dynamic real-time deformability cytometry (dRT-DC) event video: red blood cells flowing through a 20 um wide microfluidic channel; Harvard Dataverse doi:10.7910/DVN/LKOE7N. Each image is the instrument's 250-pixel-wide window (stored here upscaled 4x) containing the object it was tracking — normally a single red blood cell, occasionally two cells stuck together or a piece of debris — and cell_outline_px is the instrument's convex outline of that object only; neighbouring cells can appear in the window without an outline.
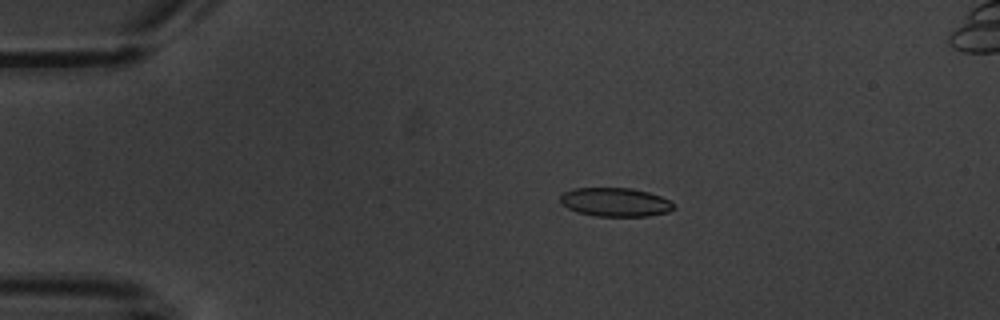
{"species": "common noctule bat (a hibernating species)", "species_latin": "Nyctalus noctula", "temperature_condition": "warm", "stored_images_in_passage": 7, "camera_frame_rate_fps": 3000, "um_per_image_px": 0.085, "animal": {"sex": "male", "body_mass_g": 20.1, "forearm_length_mm": 53.5}, "frame": {"image": 1, "passage_image": 4, "time_ms": 3.667, "image_size_px": [1000, 320], "cell_outline_px": [[672, 208], [668, 212], [648, 216], [596, 216], [576, 212], [568, 208], [560, 200], [560, 196], [564, 192], [576, 188], [632, 188], [648, 192], [660, 196], [668, 200], [672, 204]], "centroid_in_image_um": [52.27, 17.18], "position_along_channel_um": 32.7, "area_um2": 18.79}}